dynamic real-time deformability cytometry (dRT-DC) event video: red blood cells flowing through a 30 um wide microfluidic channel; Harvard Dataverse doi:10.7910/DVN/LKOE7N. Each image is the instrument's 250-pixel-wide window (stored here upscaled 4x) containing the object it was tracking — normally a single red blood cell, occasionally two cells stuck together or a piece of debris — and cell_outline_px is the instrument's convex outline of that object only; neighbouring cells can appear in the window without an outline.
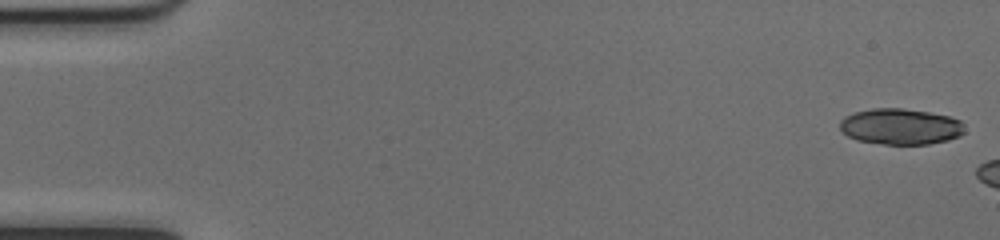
{"species": "common noctule bat (a hibernating species)", "species_latin": "Nyctalus noctula", "temperature_condition": "cold", "stored_images_in_passage": 5, "camera_frame_rate_fps": 3000, "um_per_image_px": 0.085, "animal": {"sex": "female", "body_mass_g": 17.0, "forearm_length_mm": 48.0}, "frame": {"image": 1, "passage_image": 1, "time_ms": 0.0, "image_size_px": [1000, 240], "cell_outline_px": [[964, 132], [960, 136], [948, 140], [928, 144], [884, 144], [856, 140], [848, 136], [840, 128], [840, 120], [844, 116], [856, 112], [872, 108], [900, 108], [928, 112], [948, 116], [960, 120], [964, 124]], "centroid_in_image_um": [76.55, 10.76], "position_along_channel_um": 8.5, "area_um2": 26.13}}